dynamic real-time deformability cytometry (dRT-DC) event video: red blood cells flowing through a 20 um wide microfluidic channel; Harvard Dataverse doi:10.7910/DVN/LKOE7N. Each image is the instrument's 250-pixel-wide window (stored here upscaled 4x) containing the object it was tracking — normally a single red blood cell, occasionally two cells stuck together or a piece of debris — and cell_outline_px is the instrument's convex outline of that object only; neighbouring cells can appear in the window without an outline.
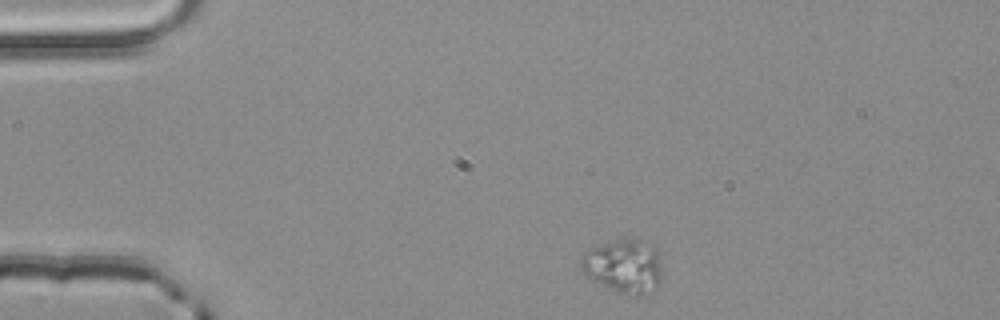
{"species": "common noctule bat (a hibernating species)", "species_latin": "Nyctalus noctula", "temperature_condition": "room temperature", "stored_images_in_passage": 2, "camera_frame_rate_fps": 3000, "um_per_image_px": 0.085, "animal": {"sex": "male", "body_mass_g": 20.4}, "frame": {"image": 1, "passage_image": 1, "time_ms": 0.0, "image_size_px": [1000, 320], "cell_outline_px": [[660, 284], [652, 292], [644, 296], [628, 296], [616, 292], [588, 276], [584, 272], [580, 264], [580, 256], [584, 252], [592, 248], [616, 240], [640, 240], [652, 244], [660, 252]], "centroid_in_image_um": [53.07, 22.66], "position_along_channel_um": 31.9, "area_um2": 25.43}}